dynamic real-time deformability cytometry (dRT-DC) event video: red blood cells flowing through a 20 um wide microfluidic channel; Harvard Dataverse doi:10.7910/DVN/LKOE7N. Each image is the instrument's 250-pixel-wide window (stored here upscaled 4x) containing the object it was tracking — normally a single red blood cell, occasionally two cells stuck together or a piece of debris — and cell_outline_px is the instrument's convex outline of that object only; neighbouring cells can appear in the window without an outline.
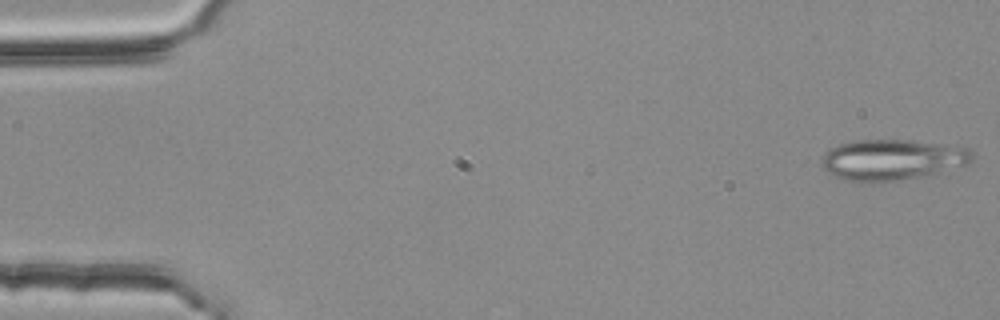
{"species": "common noctule bat (a hibernating species)", "species_latin": "Nyctalus noctula", "temperature_condition": "room temperature", "stored_images_in_passage": 49, "segment_of_instrument_passage": [1, 2], "camera_frame_rate_fps": 3000, "um_per_image_px": 0.085, "animal": {"sex": "female", "body_mass_g": 25.1}, "frame": {"image": 1, "passage_image": 1, "time_ms": 0.0, "image_size_px": [1000, 320], "cell_outline_px": [[972, 160], [968, 164], [936, 172], [896, 180], [848, 180], [836, 176], [828, 172], [820, 164], [820, 160], [828, 148], [840, 144], [856, 140], [912, 140], [948, 144], [972, 148]], "centroid_in_image_um": [75.84, 13.52], "position_along_channel_um": 9.2, "area_um2": 35.14}}